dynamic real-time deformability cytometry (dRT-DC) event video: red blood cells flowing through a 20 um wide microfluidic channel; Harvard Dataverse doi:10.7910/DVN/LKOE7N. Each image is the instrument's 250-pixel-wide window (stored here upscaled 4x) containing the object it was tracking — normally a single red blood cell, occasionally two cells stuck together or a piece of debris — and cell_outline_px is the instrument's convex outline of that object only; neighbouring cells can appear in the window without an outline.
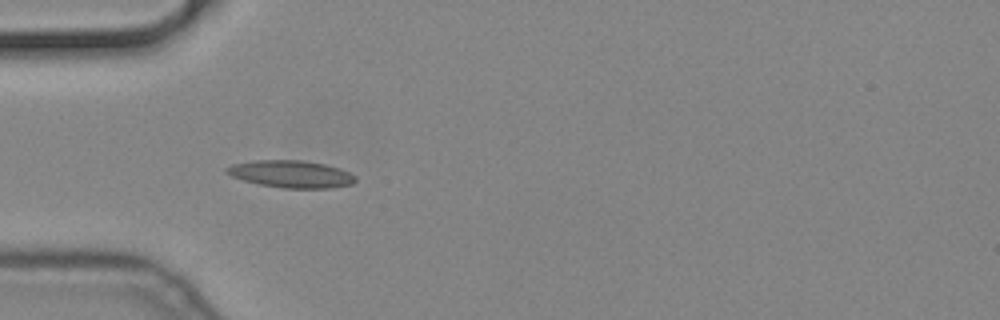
{"species": "common noctule bat (a hibernating species)", "species_latin": "Nyctalus noctula", "temperature_condition": "cold", "stored_images_in_passage": 41, "camera_frame_rate_fps": 3000, "um_per_image_px": 0.085, "animal": {"sex": "male", "body_mass_g": 19.2, "forearm_length_mm": 51.8}, "frame": {"image": 1, "passage_image": 1, "time_ms": 0.0, "image_size_px": [1000, 320], "cell_outline_px": [[356, 180], [352, 184], [332, 188], [284, 188], [260, 184], [244, 180], [232, 176], [224, 172], [224, 168], [232, 164], [256, 160], [304, 160], [324, 164], [340, 168], [356, 176]], "centroid_in_image_um": [24.75, 14.79], "position_along_channel_um": 60.3, "area_um2": 20.46}}
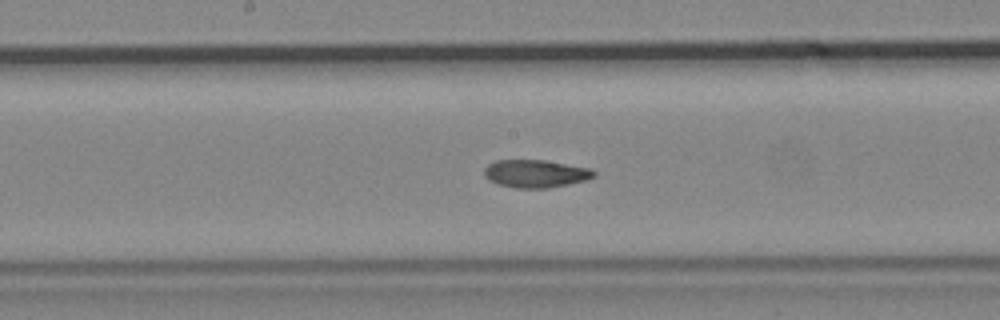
{"frame": {"image": 2, "passage_image": 13, "time_ms": 4.0, "image_size_px": [1000, 320], "cell_outline_px": [[596, 176], [584, 180], [568, 184], [548, 188], [516, 188], [496, 184], [488, 180], [484, 176], [484, 168], [488, 164], [496, 160], [544, 160], [592, 168], [596, 172]], "centroid_in_image_um": [45.51, 14.76], "position_along_channel_um": 202.7, "area_um2": 17.92}}
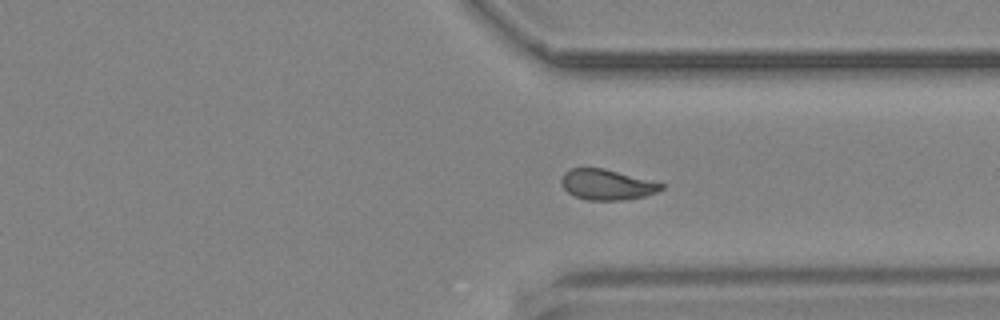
{"frame": {"image": 3, "passage_image": 26, "time_ms": 8.333, "image_size_px": [1000, 320], "cell_outline_px": [[664, 188], [656, 192], [644, 196], [620, 200], [588, 200], [576, 196], [568, 192], [564, 188], [560, 180], [564, 172], [568, 168], [604, 168], [664, 184]], "centroid_in_image_um": [51.55, 15.68], "position_along_channel_um": 359.8, "area_um2": 17.57}}